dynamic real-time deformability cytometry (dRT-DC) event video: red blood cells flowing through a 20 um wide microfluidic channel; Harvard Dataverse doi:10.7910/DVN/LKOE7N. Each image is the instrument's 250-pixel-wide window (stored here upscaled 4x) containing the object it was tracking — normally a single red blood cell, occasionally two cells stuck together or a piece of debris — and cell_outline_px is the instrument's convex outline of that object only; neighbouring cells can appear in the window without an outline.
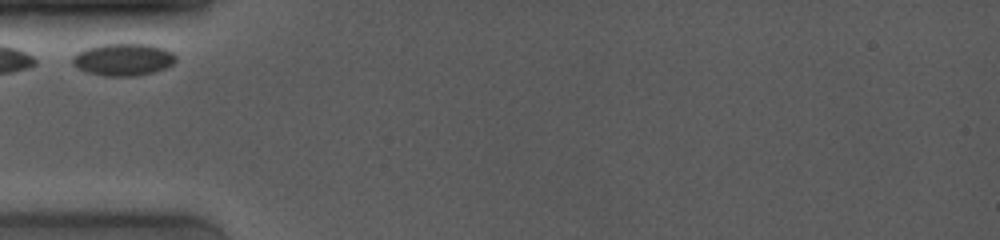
{"species": "common noctule bat (a hibernating species)", "species_latin": "Nyctalus noctula", "temperature_condition": "room temperature", "stored_images_in_passage": 16, "camera_frame_rate_fps": 4000, "um_per_image_px": 0.085, "animal": {"sex": "female", "body_mass_g": 19.0, "forearm_length_mm": 53.3}, "frame": {"image": 1, "passage_image": 1, "time_ms": 0.0, "image_size_px": [1000, 240], "cell_outline_px": [[176, 60], [172, 64], [156, 72], [136, 76], [104, 76], [88, 72], [72, 64], [72, 56], [88, 48], [100, 44], [148, 44], [164, 48], [172, 52], [176, 56]], "centroid_in_image_um": [10.51, 5.06], "position_along_channel_um": 74.5, "area_um2": 19.31}}